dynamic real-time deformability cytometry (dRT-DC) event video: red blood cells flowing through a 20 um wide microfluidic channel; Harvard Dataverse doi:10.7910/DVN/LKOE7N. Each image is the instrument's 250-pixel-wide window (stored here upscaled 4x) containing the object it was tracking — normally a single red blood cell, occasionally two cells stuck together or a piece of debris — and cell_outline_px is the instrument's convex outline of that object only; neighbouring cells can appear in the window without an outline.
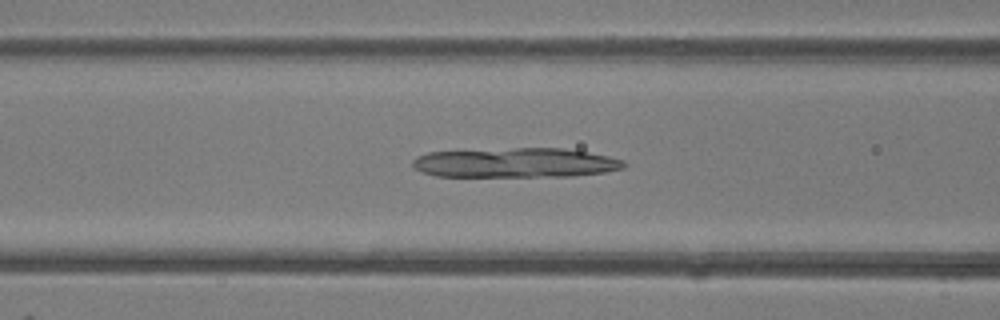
{"species": "common noctule bat (a hibernating species)", "species_latin": "Nyctalus noctula", "temperature_condition": "room temperature", "stored_images_in_passage": 47, "camera_frame_rate_fps": 3000, "um_per_image_px": 0.085, "animal": {"sex": "female"}, "frame": {"image": 1, "passage_image": 19, "time_ms": 6.0, "image_size_px": [1000, 320], "cell_outline_px": [[628, 164], [624, 168], [604, 172], [572, 176], [436, 176], [412, 168], [412, 160], [416, 156], [428, 152], [516, 148], [564, 148], [588, 152], [608, 156], [624, 160]], "centroid_in_image_um": [43.83, 13.83], "position_along_channel_um": 122.8, "area_um2": 36.53}}
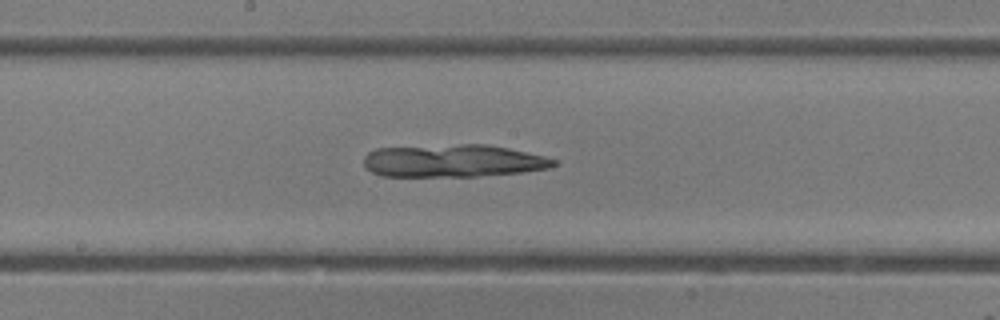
{"frame": {"image": 2, "passage_image": 25, "time_ms": 8.0, "image_size_px": [1000, 320], "cell_outline_px": [[556, 164], [548, 168], [520, 172], [476, 176], [380, 176], [372, 172], [364, 164], [364, 156], [368, 152], [376, 148], [460, 144], [488, 144], [508, 148], [544, 156], [556, 160]], "centroid_in_image_um": [38.48, 13.66], "position_along_channel_um": 209.7, "area_um2": 35.95}}
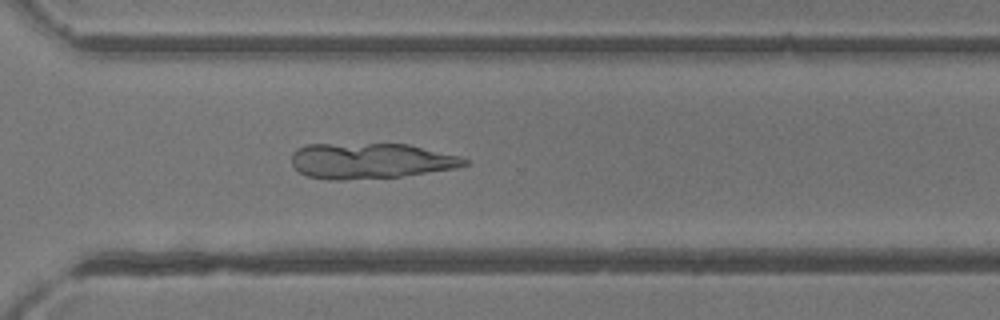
{"frame": {"image": 3, "passage_image": 34, "time_ms": 11.0, "image_size_px": [1000, 320], "cell_outline_px": [[472, 160], [468, 164], [456, 168], [400, 176], [340, 180], [328, 180], [308, 176], [300, 172], [292, 164], [292, 152], [296, 148], [308, 144], [408, 144], [460, 156]], "centroid_in_image_um": [31.5, 13.66], "position_along_channel_um": 339.1, "area_um2": 35.84}}